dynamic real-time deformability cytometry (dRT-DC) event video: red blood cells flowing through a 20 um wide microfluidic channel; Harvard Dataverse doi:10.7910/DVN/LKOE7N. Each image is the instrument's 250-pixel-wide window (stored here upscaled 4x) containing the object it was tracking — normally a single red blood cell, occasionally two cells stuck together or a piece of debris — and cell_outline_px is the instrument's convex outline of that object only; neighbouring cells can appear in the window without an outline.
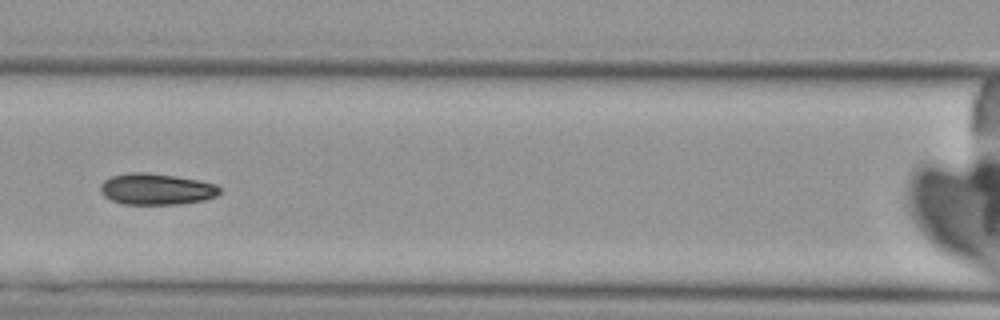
{"species": "Egyptian fruit bat (a non-hibernating species)", "species_latin": "Rousettus aegyptiacus", "temperature_condition": "cold", "stored_images_in_passage": 7, "camera_frame_rate_fps": 3000, "um_per_image_px": 0.085, "animal": {"sex": "female"}, "frame": {"image": 1, "passage_image": 7, "time_ms": 7.0, "image_size_px": [1000, 320], "cell_outline_px": [[220, 192], [216, 196], [204, 200], [180, 204], [124, 204], [112, 200], [104, 196], [100, 192], [100, 184], [104, 180], [112, 176], [132, 172], [148, 172], [176, 176], [216, 184], [220, 188]], "centroid_in_image_um": [13.27, 16.07], "position_along_channel_um": 153.3, "area_um2": 21.73}}